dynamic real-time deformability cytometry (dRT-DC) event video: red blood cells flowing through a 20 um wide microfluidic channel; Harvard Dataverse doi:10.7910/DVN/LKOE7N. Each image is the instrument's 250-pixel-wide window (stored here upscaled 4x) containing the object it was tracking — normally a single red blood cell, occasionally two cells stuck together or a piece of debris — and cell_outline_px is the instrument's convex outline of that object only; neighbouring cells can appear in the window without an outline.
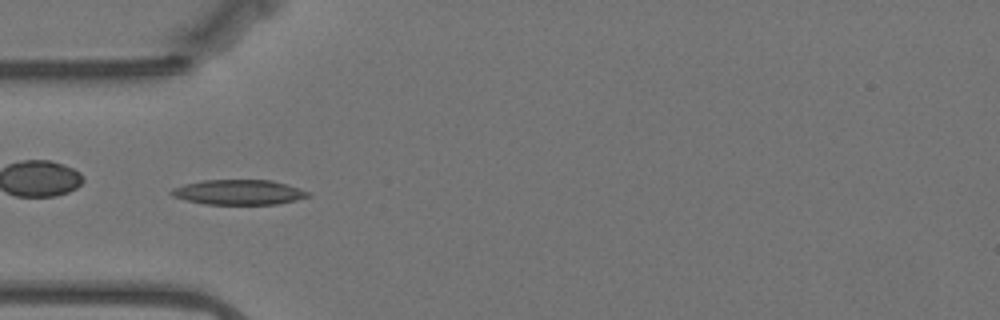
{"species": "Egyptian fruit bat (a non-hibernating species)", "species_latin": "Rousettus aegyptiacus", "temperature_condition": "warm", "stored_images_in_passage": 42, "camera_frame_rate_fps": 3000, "um_per_image_px": 0.085, "animal": {"sex": "female"}, "frame": {"image": 1, "passage_image": 2, "time_ms": 0.333, "image_size_px": [1000, 320], "cell_outline_px": [[312, 196], [296, 200], [276, 204], [204, 204], [172, 196], [168, 192], [172, 188], [184, 184], [204, 180], [272, 180], [300, 188], [308, 192]], "centroid_in_image_um": [20.29, 16.33], "position_along_channel_um": 64.7, "area_um2": 19.88}}
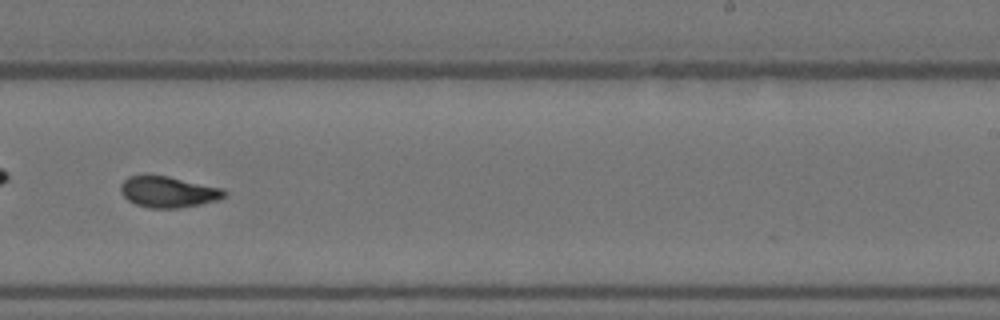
{"frame": {"image": 2, "passage_image": 20, "time_ms": 6.333, "image_size_px": [1000, 320], "cell_outline_px": [[228, 196], [216, 200], [200, 204], [180, 208], [152, 208], [136, 204], [128, 200], [120, 192], [120, 184], [128, 176], [144, 172], [148, 172], [168, 176], [224, 188], [228, 192]], "centroid_in_image_um": [14.28, 16.27], "position_along_channel_um": 274.7, "area_um2": 19.42}}
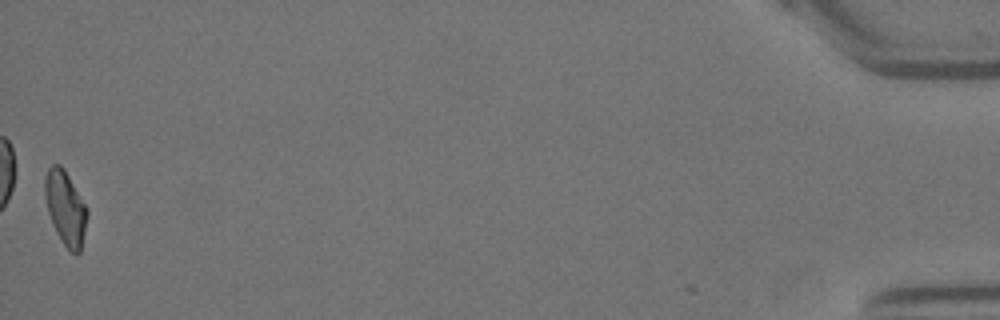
{"frame": {"image": 3, "passage_image": 42, "time_ms": 13.667, "image_size_px": [1000, 320], "cell_outline_px": [[88, 216], [80, 252], [76, 256], [64, 244], [56, 232], [52, 224], [48, 212], [44, 196], [44, 176], [48, 168], [52, 164], [60, 164], [64, 168], [84, 204], [88, 212]], "centroid_in_image_um": [5.54, 17.66], "position_along_channel_um": 429.7, "area_um2": 18.15}, "authors_computed_cell_mechanics": {"area_um2": 18.6694, "velocity_mm_per_s": 3.4949, "shape_relaxation_time_tau1_ms": 6.0106, "shape_relaxation_time_tau2_ms": 2.0248, "deformation_change_tau1": 0.2054, "deformation_change_tau2": 0.0826}}